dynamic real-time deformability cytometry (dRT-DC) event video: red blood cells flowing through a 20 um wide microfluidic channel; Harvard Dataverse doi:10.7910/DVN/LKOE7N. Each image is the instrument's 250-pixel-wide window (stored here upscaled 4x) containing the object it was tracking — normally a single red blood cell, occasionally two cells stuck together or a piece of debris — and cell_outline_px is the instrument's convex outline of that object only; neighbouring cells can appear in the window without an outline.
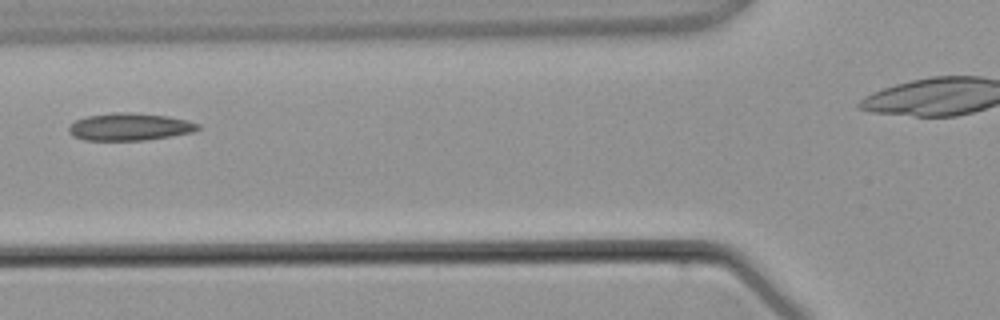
{"species": "common noctule bat (a hibernating species)", "species_latin": "Nyctalus noctula", "temperature_condition": "warm", "stored_images_in_passage": 5, "camera_frame_rate_fps": 3000, "um_per_image_px": 0.085, "animal": {"sex": "male", "body_mass_g": 21.5, "forearm_length_mm": 52.0}, "frame": {"image": 1, "passage_image": 4, "time_ms": 3.333, "image_size_px": [1000, 320], "cell_outline_px": [[200, 128], [192, 132], [172, 136], [144, 140], [84, 140], [72, 136], [68, 132], [68, 128], [76, 120], [88, 116], [116, 112], [128, 112], [168, 116], [188, 120], [200, 124]], "centroid_in_image_um": [11.03, 10.78], "position_along_channel_um": 114.8, "area_um2": 20.58}}